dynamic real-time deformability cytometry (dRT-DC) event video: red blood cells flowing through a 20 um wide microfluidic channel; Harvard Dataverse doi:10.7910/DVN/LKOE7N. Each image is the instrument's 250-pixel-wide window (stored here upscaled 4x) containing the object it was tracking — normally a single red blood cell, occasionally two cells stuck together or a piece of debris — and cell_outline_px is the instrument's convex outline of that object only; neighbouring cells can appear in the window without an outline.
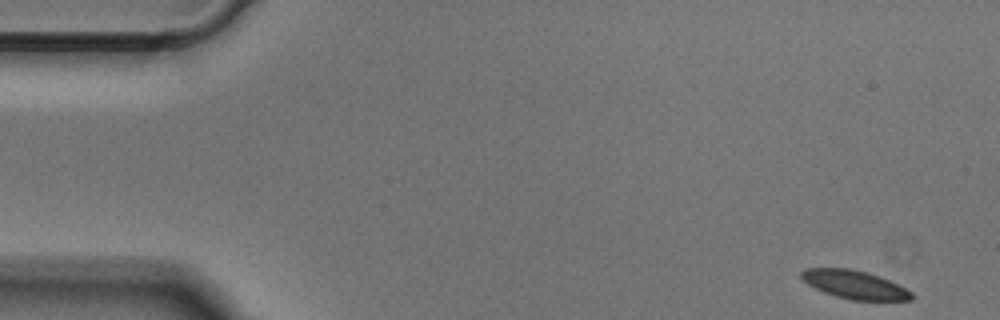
{"species": "Egyptian fruit bat (a non-hibernating species)", "species_latin": "Rousettus aegyptiacus", "temperature_condition": "cold", "stored_images_in_passage": 50, "camera_frame_rate_fps": 3000, "um_per_image_px": 0.085, "animal": {"sex": "male"}, "frame": {"image": 1, "passage_image": 1, "time_ms": 0.0, "image_size_px": [1000, 320], "cell_outline_px": [[912, 300], [852, 300], [836, 296], [824, 292], [808, 284], [800, 276], [800, 272], [804, 268], [848, 268], [868, 272], [880, 276], [912, 292]], "centroid_in_image_um": [72.61, 24.18], "position_along_channel_um": 12.4, "area_um2": 18.03}}
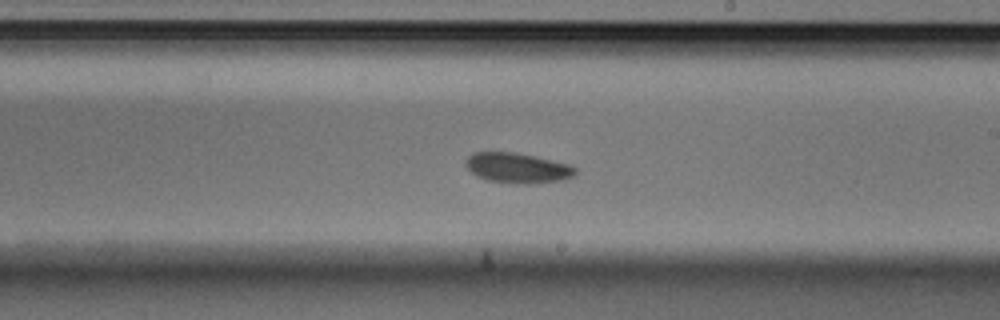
{"frame": {"image": 2, "passage_image": 28, "time_ms": 9.0, "image_size_px": [1000, 320], "cell_outline_px": [[576, 172], [572, 176], [564, 180], [532, 184], [524, 184], [488, 180], [476, 176], [464, 164], [464, 160], [472, 152], [512, 152], [532, 156], [568, 164], [576, 168]], "centroid_in_image_um": [43.95, 14.28], "position_along_channel_um": 245.0, "area_um2": 19.13}}
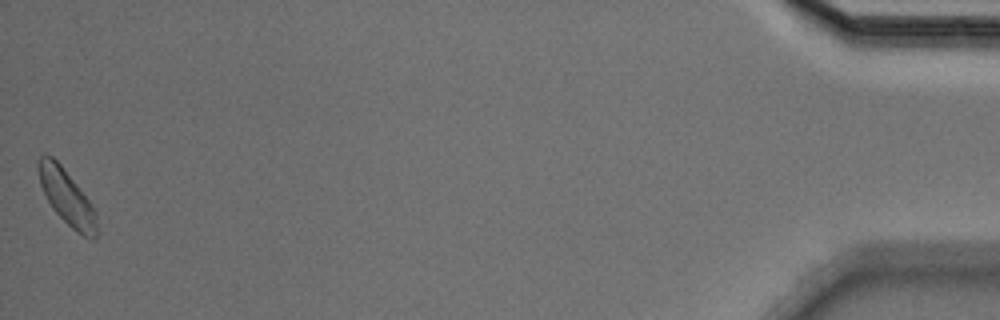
{"frame": {"image": 3, "passage_image": 50, "time_ms": 16.333, "image_size_px": [1000, 320], "cell_outline_px": [[100, 232], [96, 240], [84, 236], [76, 232], [52, 208], [40, 184], [36, 164], [36, 160], [44, 152], [52, 156], [60, 164], [76, 184], [88, 200], [96, 212]], "centroid_in_image_um": [5.69, 16.77], "position_along_channel_um": 429.5, "area_um2": 18.9}}